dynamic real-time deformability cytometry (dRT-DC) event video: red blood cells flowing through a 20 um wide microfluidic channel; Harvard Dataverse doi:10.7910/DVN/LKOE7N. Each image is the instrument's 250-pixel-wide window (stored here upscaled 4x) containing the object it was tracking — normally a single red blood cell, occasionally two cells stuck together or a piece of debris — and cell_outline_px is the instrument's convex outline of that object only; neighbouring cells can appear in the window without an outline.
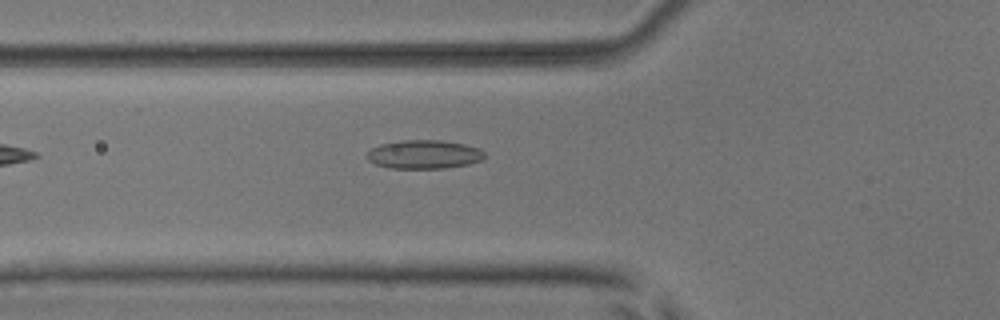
{"species": "common noctule bat (a hibernating species)", "species_latin": "Nyctalus noctula", "temperature_condition": "room temperature", "stored_images_in_passage": 35, "camera_frame_rate_fps": 3000, "um_per_image_px": 0.085, "animal": {"sex": "male", "body_mass_g": 17.9, "forearm_length_mm": 54.2}, "frame": {"image": 1, "passage_image": 2, "time_ms": 0.333, "image_size_px": [1000, 320], "cell_outline_px": [[484, 156], [480, 160], [468, 164], [444, 168], [392, 168], [376, 164], [368, 160], [368, 152], [372, 148], [380, 144], [400, 140], [440, 140], [464, 144], [480, 148], [484, 152]], "centroid_in_image_um": [36.04, 13.11], "position_along_channel_um": 89.8, "area_um2": 19.48}}
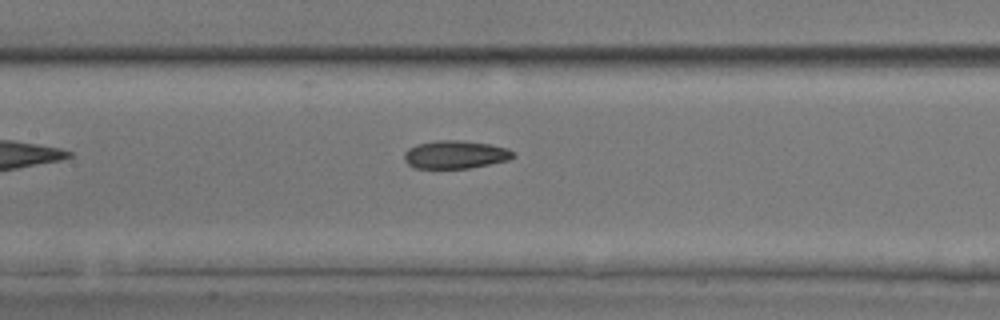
{"frame": {"image": 2, "passage_image": 8, "time_ms": 2.333, "image_size_px": [1000, 320], "cell_outline_px": [[516, 156], [508, 160], [468, 168], [416, 168], [408, 164], [404, 160], [404, 152], [408, 148], [416, 144], [436, 140], [464, 140], [488, 144], [508, 148], [516, 152]], "centroid_in_image_um": [38.71, 13.13], "position_along_channel_um": 168.7, "area_um2": 17.92}}
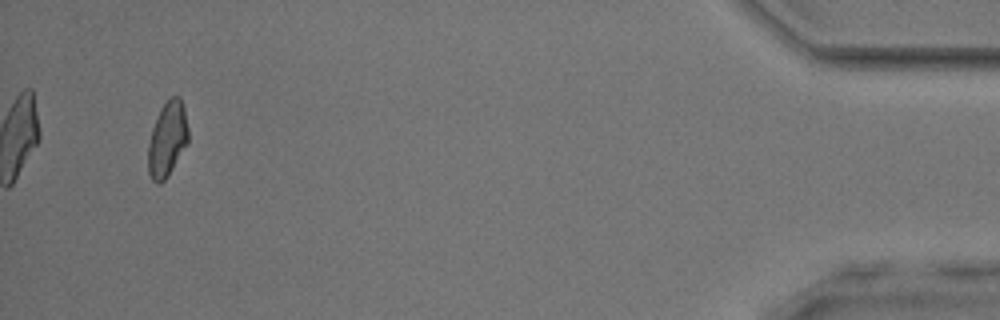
{"frame": {"image": 3, "passage_image": 33, "time_ms": 10.667, "image_size_px": [1000, 320], "cell_outline_px": [[188, 144], [168, 176], [160, 184], [156, 184], [152, 180], [148, 172], [148, 144], [152, 128], [160, 108], [172, 96], [180, 96], [184, 108], [188, 128]], "centroid_in_image_um": [14.22, 11.86], "position_along_channel_um": 421.0, "area_um2": 17.69}}